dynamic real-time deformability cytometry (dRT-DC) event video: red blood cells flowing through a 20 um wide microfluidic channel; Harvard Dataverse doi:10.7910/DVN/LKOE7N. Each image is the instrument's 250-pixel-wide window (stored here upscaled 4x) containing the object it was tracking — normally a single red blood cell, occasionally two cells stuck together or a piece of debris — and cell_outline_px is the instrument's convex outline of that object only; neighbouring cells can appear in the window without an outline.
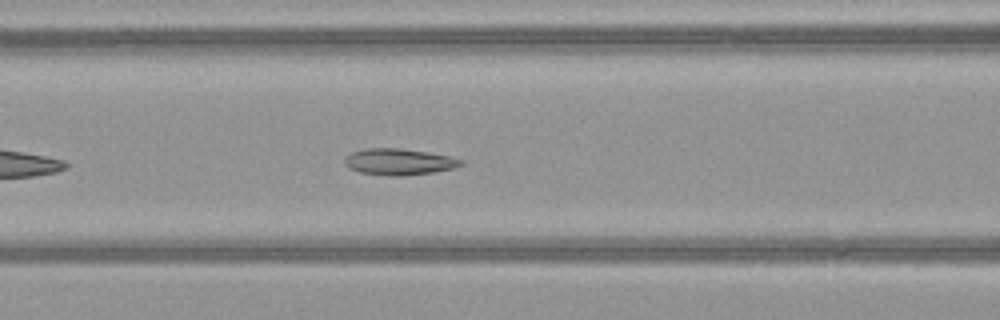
{"species": "common noctule bat (a hibernating species)", "species_latin": "Nyctalus noctula", "temperature_condition": "warm", "stored_images_in_passage": 26, "camera_frame_rate_fps": 3000, "um_per_image_px": 0.085, "animal": {"sex": "female", "body_mass_g": 21.9}, "frame": {"image": 1, "passage_image": 7, "time_ms": 2.0, "image_size_px": [1000, 320], "cell_outline_px": [[464, 164], [452, 168], [432, 172], [404, 176], [388, 176], [360, 172], [348, 168], [344, 164], [344, 160], [352, 152], [364, 148], [400, 148], [428, 152], [448, 156], [464, 160]], "centroid_in_image_um": [33.89, 13.75], "position_along_channel_um": 132.7, "area_um2": 17.86}}
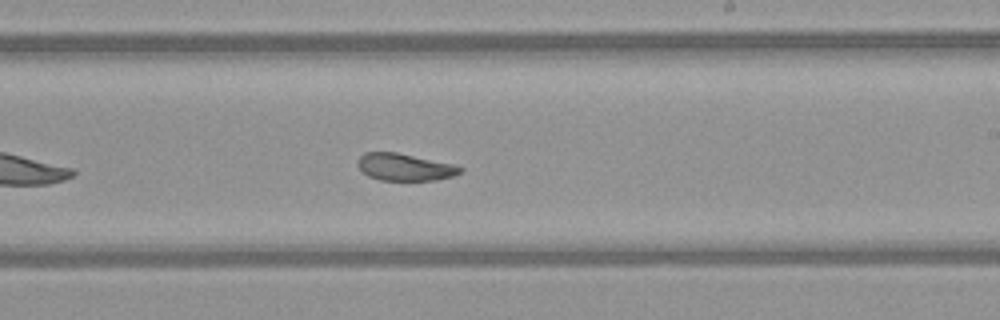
{"frame": {"image": 2, "passage_image": 16, "time_ms": 5.0, "image_size_px": [1000, 320], "cell_outline_px": [[464, 168], [460, 172], [452, 176], [436, 180], [380, 180], [368, 176], [356, 164], [360, 156], [364, 152], [396, 152], [456, 164]], "centroid_in_image_um": [34.41, 14.19], "position_along_channel_um": 254.6, "area_um2": 16.24}}
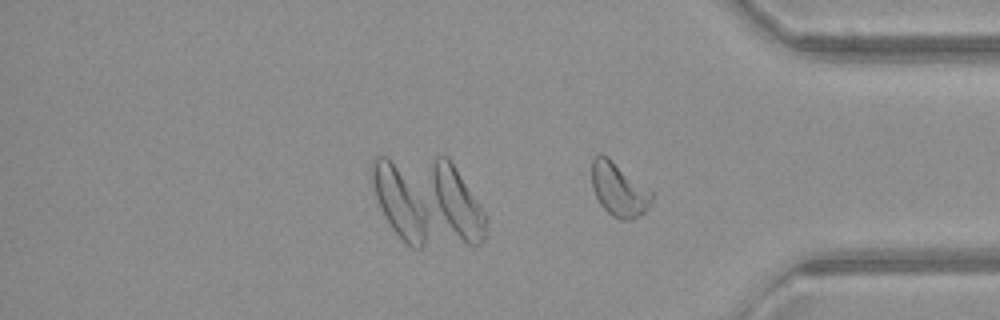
{"frame": {"image": 3, "passage_image": 26, "time_ms": 8.333, "image_size_px": [1000, 320], "cell_outline_px": [[656, 196], [648, 208], [644, 212], [632, 220], [620, 220], [612, 216], [600, 204], [596, 196], [592, 184], [592, 156], [600, 152], [608, 156], [652, 192]], "centroid_in_image_um": [52.6, 16.1], "position_along_channel_um": 382.6, "area_um2": 18.9}, "authors_computed_cell_mechanics": {"area_um2": 17.2533, "velocity_mm_per_s": 4.0748, "shape_relaxation_time_tau1_ms": 3.6194, "shape_relaxation_time_tau2_ms": 1.5826, "deformation_change_tau1": 0.1216, "deformation_change_tau2": 0.0851}}